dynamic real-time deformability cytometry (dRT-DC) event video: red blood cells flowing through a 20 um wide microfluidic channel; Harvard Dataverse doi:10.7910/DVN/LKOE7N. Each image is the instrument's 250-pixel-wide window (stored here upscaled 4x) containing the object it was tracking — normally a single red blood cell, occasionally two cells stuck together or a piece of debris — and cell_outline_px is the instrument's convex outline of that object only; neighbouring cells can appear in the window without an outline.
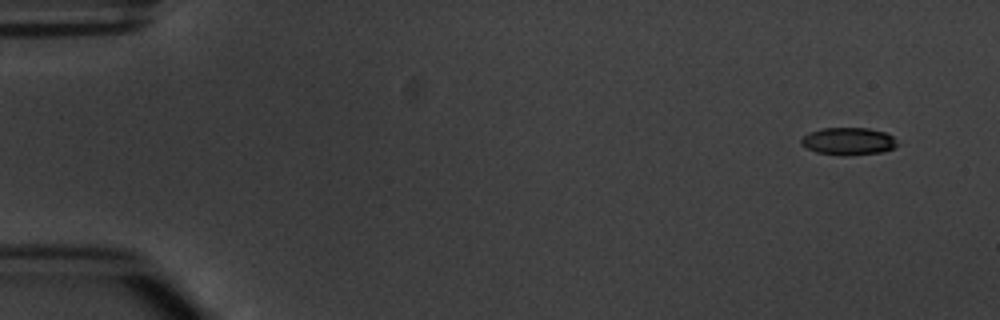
{"species": "common noctule bat (a hibernating species)", "species_latin": "Nyctalus noctula", "temperature_condition": "warm", "stored_images_in_passage": 4, "camera_frame_rate_fps": 3000, "um_per_image_px": 0.085, "animal": {"sex": "male", "body_mass_g": 20.1, "forearm_length_mm": 53.5}, "frame": {"image": 1, "passage_image": 1, "time_ms": 0.0, "image_size_px": [1000, 320], "cell_outline_px": [[896, 148], [884, 152], [848, 156], [840, 156], [816, 152], [800, 144], [800, 140], [804, 136], [820, 128], [868, 128], [884, 132], [892, 136], [896, 144]], "centroid_in_image_um": [72.11, 12.02], "position_along_channel_um": 12.9, "area_um2": 15.43}}